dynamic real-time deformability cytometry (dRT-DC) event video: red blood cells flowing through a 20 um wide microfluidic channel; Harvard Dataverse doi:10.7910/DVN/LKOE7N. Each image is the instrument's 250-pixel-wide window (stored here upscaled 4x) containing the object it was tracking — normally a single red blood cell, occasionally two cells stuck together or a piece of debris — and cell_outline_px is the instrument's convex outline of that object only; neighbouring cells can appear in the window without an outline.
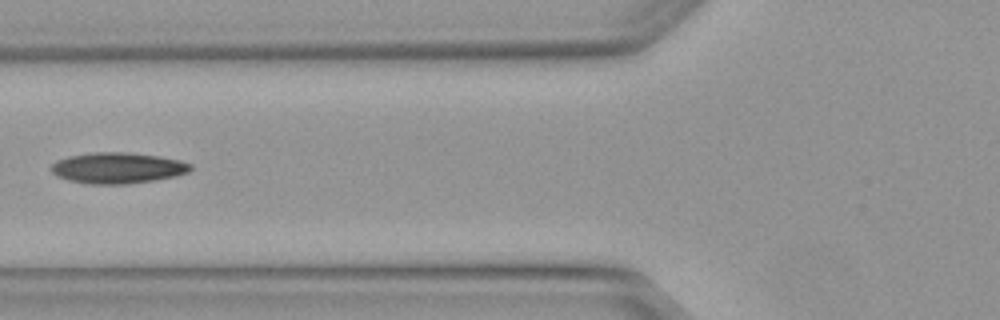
{"species": "Egyptian fruit bat (a non-hibernating species)", "species_latin": "Rousettus aegyptiacus", "temperature_condition": "warm", "stored_images_in_passage": 5, "camera_frame_rate_fps": 3000, "um_per_image_px": 0.085, "animal": {"sex": "female"}, "frame": {"image": 1, "passage_image": 5, "time_ms": 1.333, "image_size_px": [1000, 320], "cell_outline_px": [[192, 168], [188, 172], [176, 176], [152, 180], [124, 184], [88, 184], [68, 180], [56, 176], [52, 172], [52, 164], [56, 160], [68, 156], [96, 152], [128, 152], [160, 156], [180, 160], [192, 164]], "centroid_in_image_um": [10.0, 14.27], "position_along_channel_um": 115.8, "area_um2": 25.14}}